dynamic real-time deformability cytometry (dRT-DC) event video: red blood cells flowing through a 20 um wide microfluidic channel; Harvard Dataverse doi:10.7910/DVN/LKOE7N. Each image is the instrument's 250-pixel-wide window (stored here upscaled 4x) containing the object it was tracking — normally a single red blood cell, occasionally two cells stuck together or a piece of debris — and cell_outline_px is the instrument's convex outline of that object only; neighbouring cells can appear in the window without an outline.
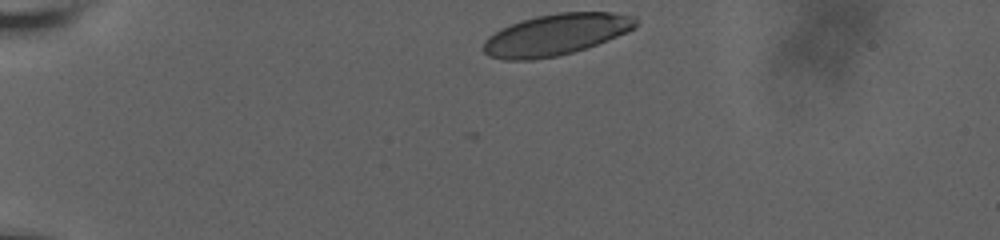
{"species": "human", "species_latin": "Homo sapiens", "temperature_condition": "room temperature", "stored_images_in_passage": 40, "camera_frame_rate_fps": 3000, "um_per_image_px": 0.085, "donor": {"sex": "male"}, "frame": {"image": 1, "passage_image": 1, "time_ms": 0.0, "image_size_px": [1000, 240], "cell_outline_px": [[636, 28], [628, 32], [596, 44], [572, 52], [556, 56], [532, 60], [504, 60], [488, 56], [484, 52], [484, 40], [488, 36], [500, 28], [520, 20], [536, 16], [556, 12], [612, 12], [636, 16]], "centroid_in_image_um": [47.24, 2.93], "position_along_channel_um": 37.8, "area_um2": 36.82}}
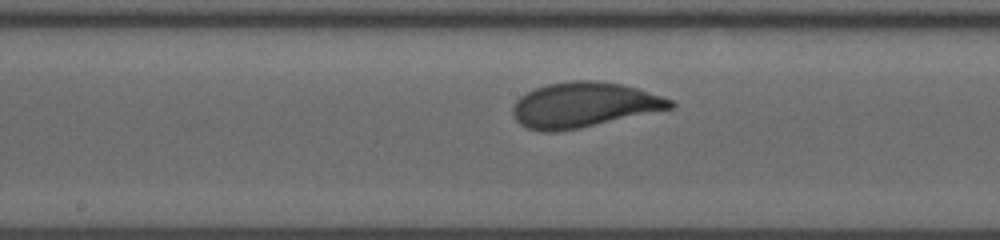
{"frame": {"image": 2, "passage_image": 22, "time_ms": 6.333, "image_size_px": [1000, 240], "cell_outline_px": [[676, 104], [672, 108], [580, 128], [556, 132], [540, 132], [528, 128], [520, 124], [516, 120], [512, 112], [512, 108], [516, 100], [520, 96], [536, 88], [548, 84], [572, 80], [596, 80], [620, 84], [636, 88], [672, 100]], "centroid_in_image_um": [49.58, 8.92], "position_along_channel_um": 198.6, "area_um2": 41.15}}
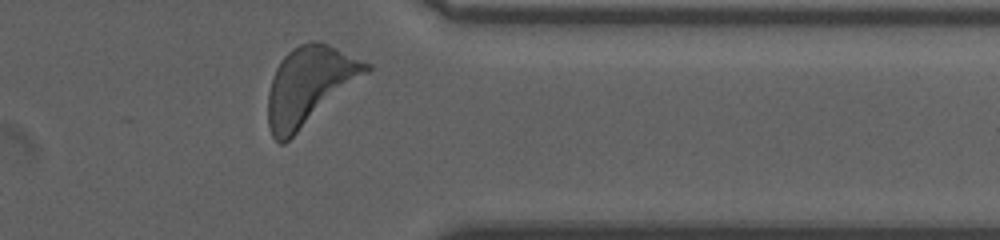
{"frame": {"image": 3, "passage_image": 39, "time_ms": 11.667, "image_size_px": [1000, 240], "cell_outline_px": [[372, 68], [368, 72], [284, 144], [280, 144], [272, 136], [268, 124], [268, 92], [276, 68], [280, 60], [292, 48], [308, 40], [316, 40], [328, 44], [372, 64]], "centroid_in_image_um": [26.28, 7.26], "position_along_channel_um": 385.1, "area_um2": 44.22}, "authors_computed_cell_mechanics": {"area_um2": 40.0554, "velocity_mm_per_s": 3.6035, "shape_relaxation_time_tau1_ms": 3.3154, "shape_relaxation_time_tau2_ms": null, "deformation_change_tau1": 0.1569, "deformation_change_tau2": null}}